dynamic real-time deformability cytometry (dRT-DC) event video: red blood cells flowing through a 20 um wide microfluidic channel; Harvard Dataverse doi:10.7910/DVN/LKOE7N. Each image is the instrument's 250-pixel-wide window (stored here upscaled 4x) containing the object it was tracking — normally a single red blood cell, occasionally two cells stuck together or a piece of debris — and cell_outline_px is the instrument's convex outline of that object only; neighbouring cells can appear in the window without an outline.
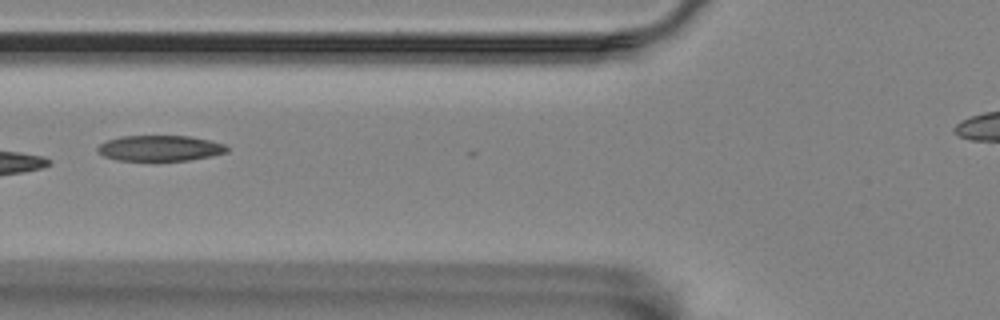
{"species": "Egyptian fruit bat (a non-hibernating species)", "species_latin": "Rousettus aegyptiacus", "temperature_condition": "room temperature", "stored_images_in_passage": 4, "segment_of_instrument_passage": [1, 2], "camera_frame_rate_fps": 3000, "um_per_image_px": 0.085, "animal": {"sex": "female"}, "frame": {"image": 1, "passage_image": 2, "time_ms": 1.333, "image_size_px": [1000, 320], "cell_outline_px": [[228, 152], [212, 156], [188, 160], [116, 160], [104, 156], [96, 148], [100, 144], [108, 140], [120, 136], [188, 136], [208, 140], [224, 144], [228, 148]], "centroid_in_image_um": [13.6, 12.59], "position_along_channel_um": 112.2, "area_um2": 19.13}}